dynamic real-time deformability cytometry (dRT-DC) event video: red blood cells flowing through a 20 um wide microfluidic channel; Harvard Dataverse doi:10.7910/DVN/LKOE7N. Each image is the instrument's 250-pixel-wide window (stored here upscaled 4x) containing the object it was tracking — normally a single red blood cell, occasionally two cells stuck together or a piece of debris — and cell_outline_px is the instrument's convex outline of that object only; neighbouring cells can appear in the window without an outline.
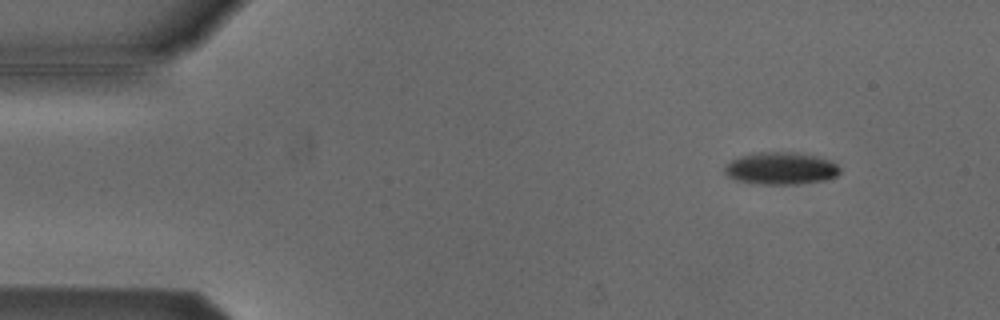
{"species": "Egyptian fruit bat (a non-hibernating species)", "species_latin": "Rousettus aegyptiacus", "temperature_condition": "cold", "stored_images_in_passage": 8, "camera_frame_rate_fps": 3000, "um_per_image_px": 0.085, "animal": {"sex": "male"}, "frame": {"image": 1, "passage_image": 2, "time_ms": 0.333, "image_size_px": [1000, 320], "cell_outline_px": [[840, 172], [836, 176], [828, 180], [796, 184], [756, 184], [736, 180], [728, 176], [724, 172], [724, 164], [740, 156], [756, 152], [792, 152], [816, 156], [832, 160], [840, 168]], "centroid_in_image_um": [66.37, 14.31], "position_along_channel_um": 18.6, "area_um2": 21.91}}
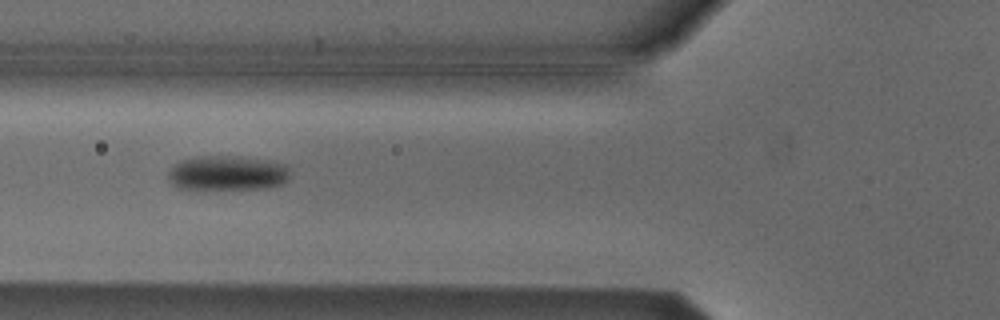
{"frame": {"image": 2, "passage_image": 6, "time_ms": 1.667, "image_size_px": [1000, 320], "cell_outline_px": [[288, 180], [280, 184], [264, 188], [180, 188], [172, 184], [168, 180], [168, 172], [172, 164], [180, 160], [196, 156], [240, 156], [268, 160], [284, 164], [288, 168]], "centroid_in_image_um": [19.28, 14.68], "position_along_channel_um": 106.5, "area_um2": 24.57}}
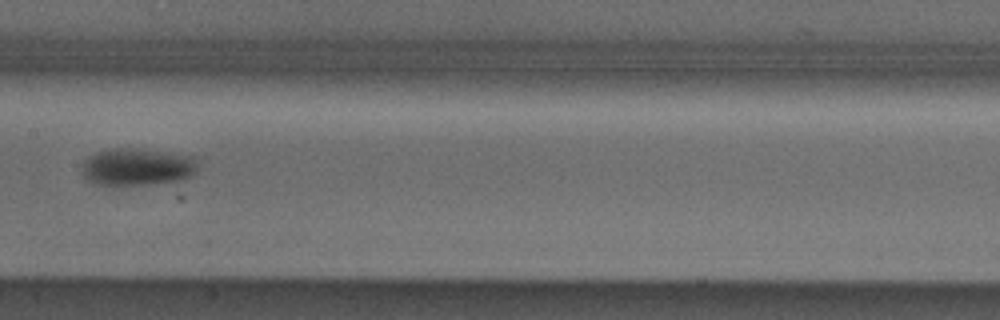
{"frame": {"image": 3, "passage_image": 8, "time_ms": 2.333, "image_size_px": [1000, 320], "cell_outline_px": [[196, 168], [192, 176], [180, 180], [152, 184], [112, 188], [96, 184], [88, 180], [84, 176], [84, 160], [96, 152], [116, 148], [132, 148], [196, 156]], "centroid_in_image_um": [11.65, 14.23], "position_along_channel_um": 195.7, "area_um2": 25.55}}